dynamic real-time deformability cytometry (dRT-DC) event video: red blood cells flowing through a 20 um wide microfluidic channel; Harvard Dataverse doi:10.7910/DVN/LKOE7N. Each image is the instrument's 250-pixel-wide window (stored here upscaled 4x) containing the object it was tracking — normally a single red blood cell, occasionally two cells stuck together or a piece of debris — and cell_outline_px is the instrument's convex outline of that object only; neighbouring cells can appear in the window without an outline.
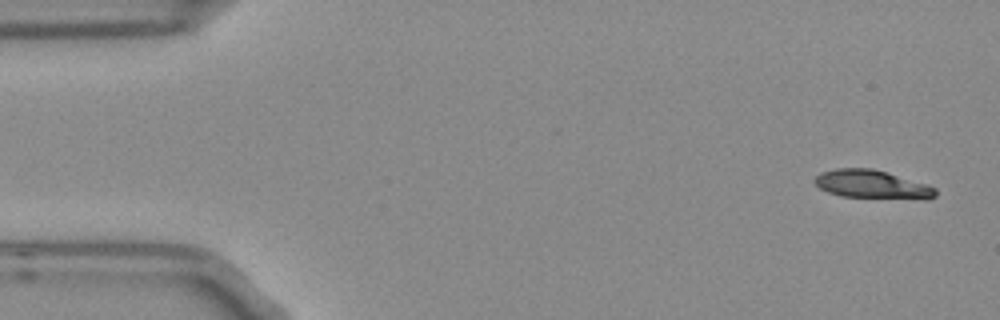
{"species": "Egyptian fruit bat (a non-hibernating species)", "species_latin": "Rousettus aegyptiacus", "temperature_condition": "room temperature", "stored_images_in_passage": 5, "camera_frame_rate_fps": 3000, "um_per_image_px": 0.085, "frame": {"image": 1, "passage_image": 1, "time_ms": 0.0, "image_size_px": [1000, 320], "cell_outline_px": [[936, 196], [928, 200], [924, 200], [840, 196], [828, 192], [820, 188], [812, 180], [820, 172], [836, 168], [872, 168], [888, 172], [936, 188]], "centroid_in_image_um": [74.12, 15.68], "position_along_channel_um": 10.9, "area_um2": 20.23}}
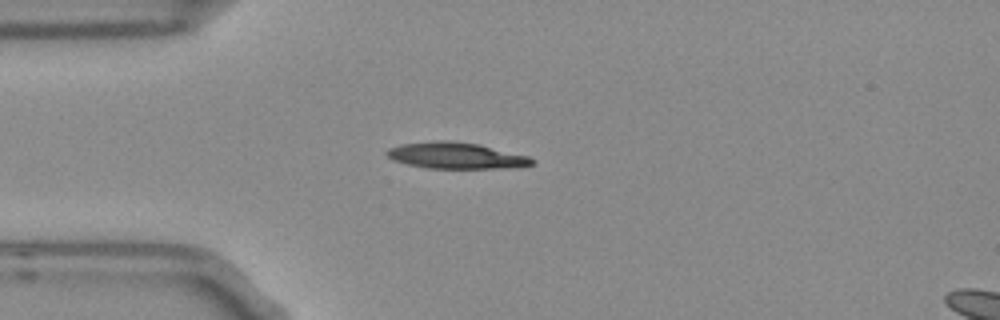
{"frame": {"image": 2, "passage_image": 4, "time_ms": 1.0, "image_size_px": [1000, 320], "cell_outline_px": [[536, 164], [516, 168], [428, 168], [408, 164], [392, 160], [384, 152], [388, 148], [400, 144], [436, 140], [452, 140], [480, 144], [528, 156], [536, 160]], "centroid_in_image_um": [38.79, 13.22], "position_along_channel_um": 46.2, "area_um2": 22.54}}